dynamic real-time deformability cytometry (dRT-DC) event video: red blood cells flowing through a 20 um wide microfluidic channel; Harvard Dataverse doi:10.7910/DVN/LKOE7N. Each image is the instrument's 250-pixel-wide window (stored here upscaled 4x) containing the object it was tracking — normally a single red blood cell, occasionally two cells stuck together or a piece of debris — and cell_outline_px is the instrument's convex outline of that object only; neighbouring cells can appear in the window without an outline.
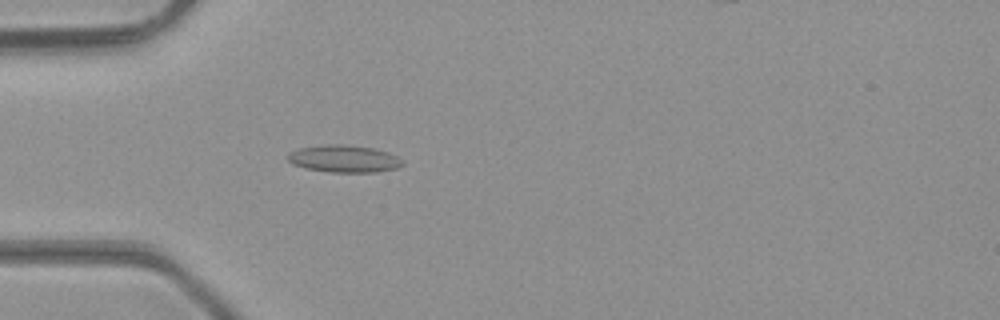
{"species": "common noctule bat (a hibernating species)", "species_latin": "Nyctalus noctula", "temperature_condition": "room temperature", "stored_images_in_passage": 42, "camera_frame_rate_fps": 3000, "um_per_image_px": 0.085, "animal": {"sex": "male", "body_mass_g": 23.1, "forearm_length_mm": 52.7}, "frame": {"image": 1, "passage_image": 8, "time_ms": 2.333, "image_size_px": [1000, 320], "cell_outline_px": [[404, 164], [396, 168], [376, 172], [328, 172], [304, 168], [292, 164], [284, 156], [288, 152], [300, 148], [328, 144], [344, 144], [372, 148], [388, 152], [404, 160]], "centroid_in_image_um": [29.21, 13.49], "position_along_channel_um": 55.8, "area_um2": 18.38}}
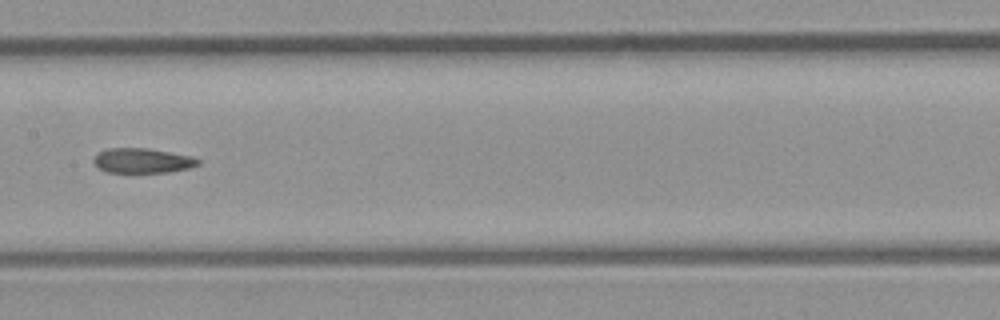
{"frame": {"image": 2, "passage_image": 18, "time_ms": 5.667, "image_size_px": [1000, 320], "cell_outline_px": [[200, 164], [188, 168], [168, 172], [108, 172], [100, 168], [92, 160], [100, 152], [108, 148], [148, 148], [192, 156], [200, 160]], "centroid_in_image_um": [12.14, 13.65], "position_along_channel_um": 195.3, "area_um2": 14.91}}
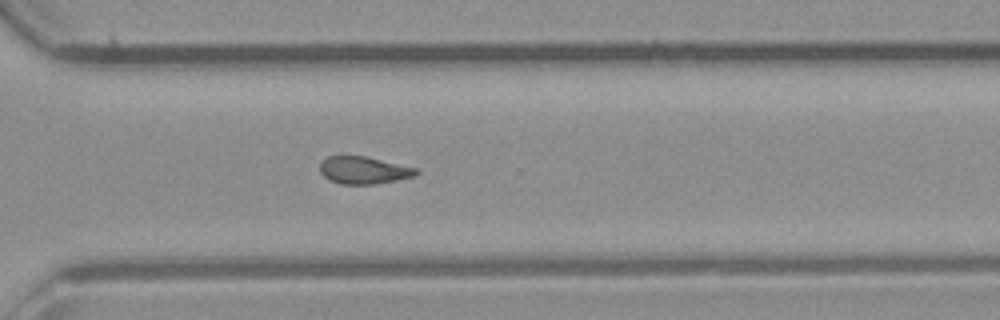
{"frame": {"image": 3, "passage_image": 28, "time_ms": 9.0, "image_size_px": [1000, 320], "cell_outline_px": [[420, 172], [416, 176], [376, 184], [340, 184], [328, 180], [320, 172], [320, 164], [328, 156], [364, 156], [416, 168]], "centroid_in_image_um": [30.91, 14.48], "position_along_channel_um": 339.7, "area_um2": 15.26}, "authors_computed_cell_mechanics": {"area_um2": 15.9239, "velocity_mm_per_s": 4.3505, "shape_relaxation_time_tau1_ms": null, "shape_relaxation_time_tau2_ms": 5.0424, "deformation_change_tau1": null, "deformation_change_tau2": 0.1192}}